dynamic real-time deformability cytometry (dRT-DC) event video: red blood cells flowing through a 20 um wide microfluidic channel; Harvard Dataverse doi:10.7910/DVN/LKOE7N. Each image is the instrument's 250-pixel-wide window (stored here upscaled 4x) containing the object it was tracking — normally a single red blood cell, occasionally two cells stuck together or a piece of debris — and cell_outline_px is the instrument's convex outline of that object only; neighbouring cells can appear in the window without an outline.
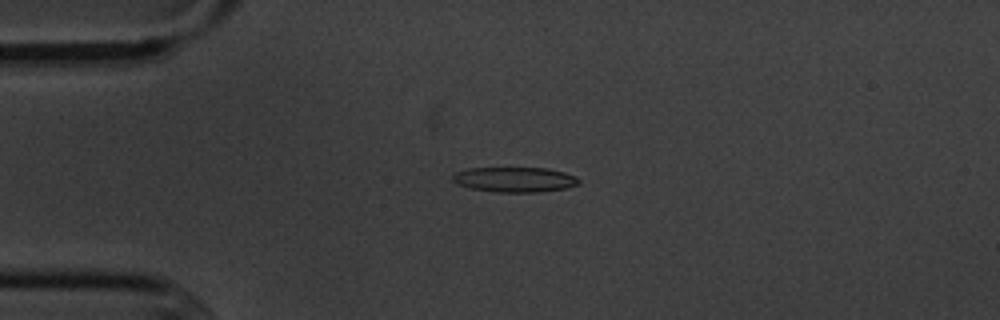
{"species": "common noctule bat (a hibernating species)", "species_latin": "Nyctalus noctula", "temperature_condition": "cold", "stored_images_in_passage": 5, "camera_frame_rate_fps": 3000, "um_per_image_px": 0.085, "animal": {"sex": "male", "body_mass_g": 20.1, "forearm_length_mm": 53.5}, "frame": {"image": 1, "passage_image": 4, "time_ms": 3.333, "image_size_px": [1000, 320], "cell_outline_px": [[580, 184], [568, 188], [540, 192], [496, 192], [468, 188], [452, 180], [452, 176], [456, 172], [468, 168], [548, 168], [564, 172], [576, 176], [580, 180]], "centroid_in_image_um": [43.79, 15.26], "position_along_channel_um": 41.2, "area_um2": 18.55}}